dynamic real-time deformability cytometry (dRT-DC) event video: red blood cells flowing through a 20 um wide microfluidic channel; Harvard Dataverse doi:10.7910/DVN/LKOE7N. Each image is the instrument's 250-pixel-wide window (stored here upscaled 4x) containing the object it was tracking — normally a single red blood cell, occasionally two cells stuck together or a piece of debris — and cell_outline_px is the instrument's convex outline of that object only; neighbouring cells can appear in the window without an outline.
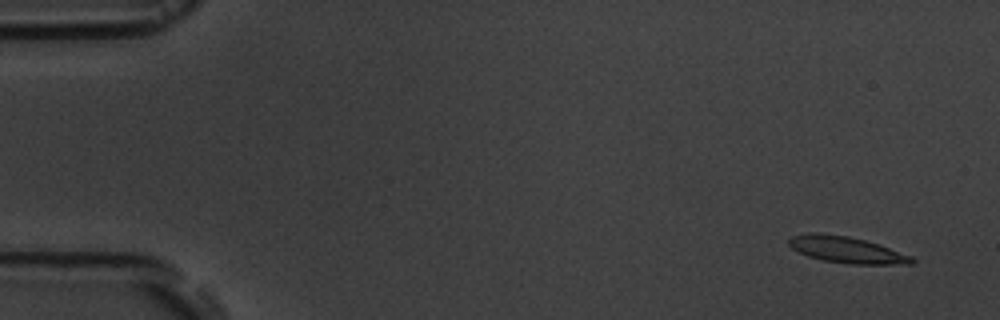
{"species": "common noctule bat (a hibernating species)", "species_latin": "Nyctalus noctula", "temperature_condition": "room temperature", "stored_images_in_passage": 5, "camera_frame_rate_fps": 3000, "um_per_image_px": 0.085, "animal": {"sex": "male", "body_mass_g": 19.5, "forearm_length_mm": 54.6}, "frame": {"image": 1, "passage_image": 1, "time_ms": 0.0, "image_size_px": [1000, 320], "cell_outline_px": [[916, 264], [848, 264], [824, 260], [808, 256], [792, 248], [788, 244], [788, 240], [792, 236], [808, 232], [820, 232], [848, 236], [880, 244], [912, 256], [916, 260]], "centroid_in_image_um": [71.99, 21.22], "position_along_channel_um": 13.0, "area_um2": 19.07}}
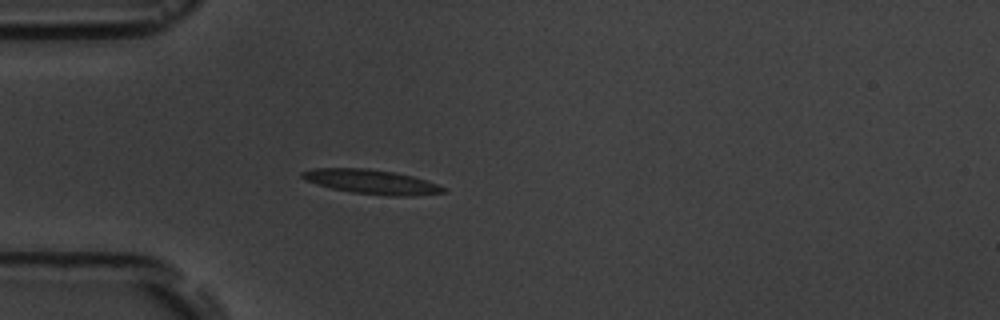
{"frame": {"image": 2, "passage_image": 5, "time_ms": 4.333, "image_size_px": [1000, 320], "cell_outline_px": [[448, 192], [412, 196], [388, 196], [352, 192], [332, 188], [316, 184], [304, 180], [300, 176], [300, 172], [312, 168], [368, 168], [396, 172], [412, 176], [436, 184], [444, 188]], "centroid_in_image_um": [31.54, 15.45], "position_along_channel_um": 53.5, "area_um2": 20.11}}